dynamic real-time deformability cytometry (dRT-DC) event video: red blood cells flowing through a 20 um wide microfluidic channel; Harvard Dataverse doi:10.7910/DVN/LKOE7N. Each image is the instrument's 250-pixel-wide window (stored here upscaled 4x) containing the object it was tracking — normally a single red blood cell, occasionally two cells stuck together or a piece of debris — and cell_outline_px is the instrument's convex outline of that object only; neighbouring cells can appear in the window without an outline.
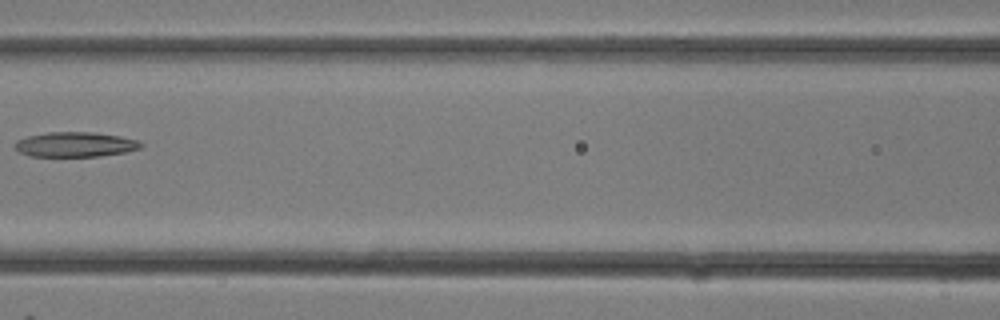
{"species": "common noctule bat (a hibernating species)", "species_latin": "Nyctalus noctula", "temperature_condition": "room temperature", "stored_images_in_passage": 28, "camera_frame_rate_fps": 3000, "um_per_image_px": 0.085, "animal": {"sex": "female"}, "frame": {"image": 1, "passage_image": 13, "time_ms": 4.0, "image_size_px": [1000, 320], "cell_outline_px": [[144, 144], [140, 148], [124, 152], [100, 156], [28, 156], [20, 152], [16, 148], [16, 140], [28, 136], [48, 132], [92, 132], [120, 136], [136, 140]], "centroid_in_image_um": [6.39, 12.28], "position_along_channel_um": 160.2, "area_um2": 18.09}}
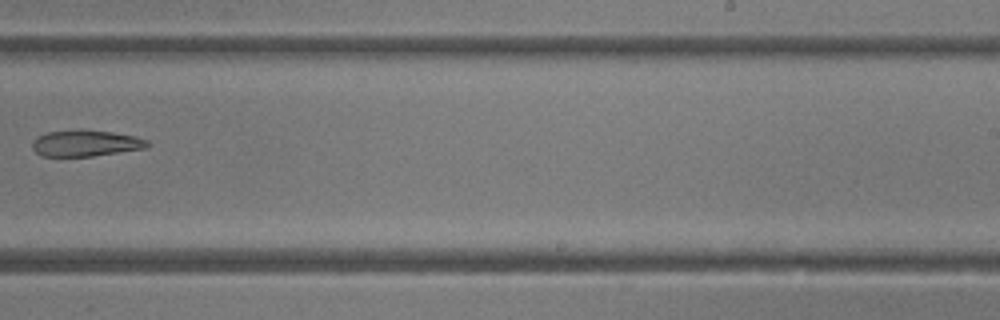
{"frame": {"image": 2, "passage_image": 18, "time_ms": 5.667, "image_size_px": [1000, 320], "cell_outline_px": [[148, 148], [92, 156], [40, 156], [32, 148], [32, 140], [36, 136], [48, 132], [80, 128], [112, 132], [132, 136], [148, 140]], "centroid_in_image_um": [7.23, 12.16], "position_along_channel_um": 281.8, "area_um2": 17.86}}
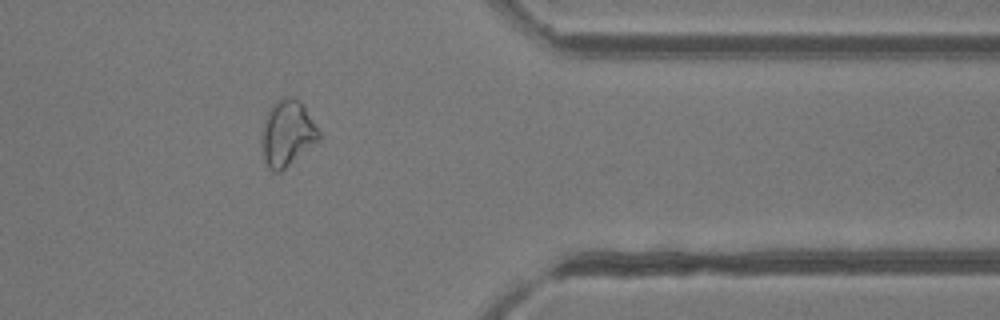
{"frame": {"image": 3, "passage_image": 23, "time_ms": 7.333, "image_size_px": [1000, 320], "cell_outline_px": [[320, 140], [280, 172], [272, 172], [268, 168], [264, 160], [260, 140], [260, 132], [268, 112], [272, 104], [276, 100], [284, 96], [292, 96], [300, 100], [304, 104], [320, 132]], "centroid_in_image_um": [24.41, 11.31], "position_along_channel_um": 387.0, "area_um2": 22.43}}